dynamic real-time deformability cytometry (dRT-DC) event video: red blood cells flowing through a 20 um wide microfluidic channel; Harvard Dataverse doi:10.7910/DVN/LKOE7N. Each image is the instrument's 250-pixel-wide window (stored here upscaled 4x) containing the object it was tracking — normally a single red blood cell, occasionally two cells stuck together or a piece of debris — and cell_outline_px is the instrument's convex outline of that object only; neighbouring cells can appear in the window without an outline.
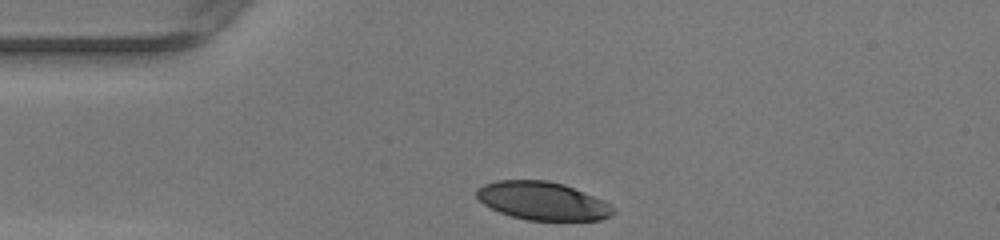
{"species": "human", "species_latin": "Homo sapiens", "temperature_condition": "warm", "stored_images_in_passage": 28, "camera_frame_rate_fps": 3000, "um_per_image_px": 0.085, "donor": {"sex": "female"}, "frame": {"image": 1, "passage_image": 1, "time_ms": 0.0, "image_size_px": [1000, 240], "cell_outline_px": [[616, 212], [612, 216], [600, 220], [528, 220], [512, 216], [500, 212], [484, 204], [476, 196], [476, 188], [484, 184], [496, 180], [548, 180], [564, 184], [592, 196], [616, 208]], "centroid_in_image_um": [46.11, 17.07], "position_along_channel_um": 38.9, "area_um2": 30.23}}
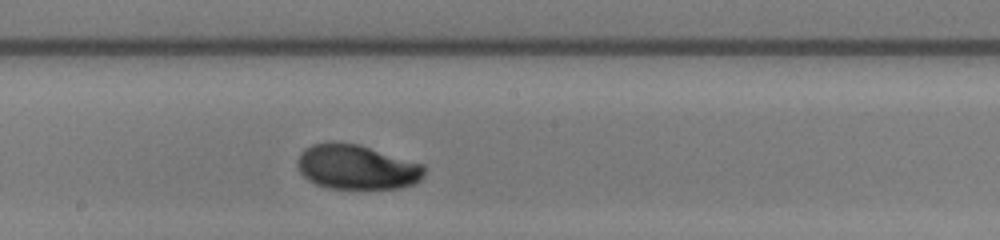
{"frame": {"image": 2, "passage_image": 16, "time_ms": 5.0, "image_size_px": [1000, 240], "cell_outline_px": [[424, 176], [420, 180], [412, 184], [400, 188], [328, 188], [316, 184], [308, 180], [300, 172], [296, 164], [300, 152], [304, 148], [312, 144], [360, 144], [424, 164]], "centroid_in_image_um": [30.33, 14.21], "position_along_channel_um": 217.9, "area_um2": 32.77}}
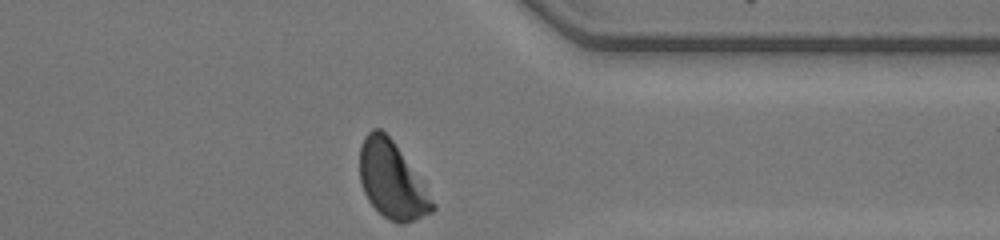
{"frame": {"image": 3, "passage_image": 28, "time_ms": 9.0, "image_size_px": [1000, 240], "cell_outline_px": [[436, 208], [432, 212], [416, 220], [404, 224], [396, 224], [388, 220], [368, 200], [364, 192], [360, 180], [360, 148], [364, 136], [372, 128], [380, 128], [392, 140], [436, 204]], "centroid_in_image_um": [33.29, 15.36], "position_along_channel_um": 378.1, "area_um2": 32.02}, "authors_computed_cell_mechanics": {"area_um2": 32.8593, "velocity_mm_per_s": 4.1883, "shape_relaxation_time_tau1_ms": 3.1357, "shape_relaxation_time_tau2_ms": 2.7518, "deformation_change_tau1": 0.1411, "deformation_change_tau2": 0.0586}}